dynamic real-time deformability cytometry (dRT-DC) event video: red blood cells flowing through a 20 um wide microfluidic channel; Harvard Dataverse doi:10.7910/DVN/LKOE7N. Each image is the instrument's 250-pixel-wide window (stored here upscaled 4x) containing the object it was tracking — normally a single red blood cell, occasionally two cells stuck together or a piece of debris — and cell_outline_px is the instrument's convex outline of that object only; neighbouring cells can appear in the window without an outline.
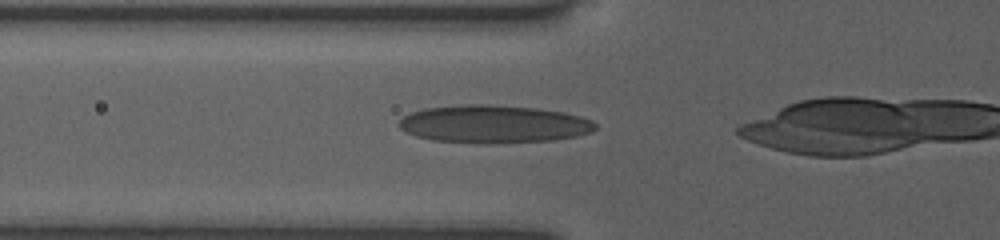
{"species": "human", "species_latin": "Homo sapiens", "temperature_condition": "room temperature", "stored_images_in_passage": 7, "segment_of_instrument_passage": [1, 2], "camera_frame_rate_fps": 3000, "um_per_image_px": 0.085, "donor": {"sex": "female"}, "frame": {"image": 1, "passage_image": 2, "time_ms": 0.333, "image_size_px": [1000, 240], "cell_outline_px": [[596, 128], [592, 132], [576, 136], [552, 140], [496, 144], [480, 144], [432, 140], [416, 136], [404, 132], [396, 124], [404, 116], [412, 112], [424, 108], [464, 104], [488, 104], [536, 108], [564, 112], [580, 116], [592, 120], [596, 124]], "centroid_in_image_um": [41.94, 10.55], "position_along_channel_um": 83.9, "area_um2": 43.81}}
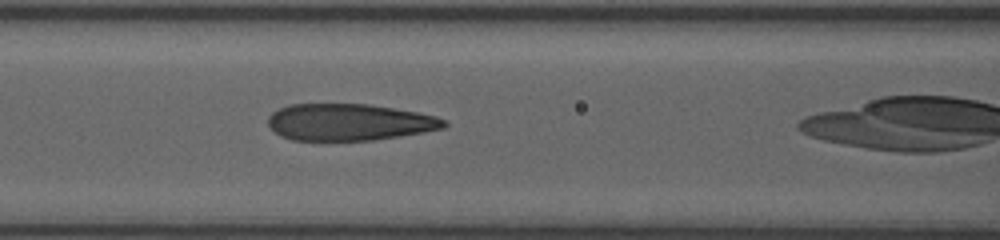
{"frame": {"image": 2, "passage_image": 4, "time_ms": 1.667, "image_size_px": [1000, 240], "cell_outline_px": [[448, 124], [444, 128], [424, 132], [400, 136], [372, 140], [292, 140], [280, 136], [268, 124], [268, 116], [272, 112], [288, 104], [368, 104], [416, 112], [436, 116], [444, 120]], "centroid_in_image_um": [29.67, 10.38], "position_along_channel_um": 136.9, "area_um2": 37.57}}
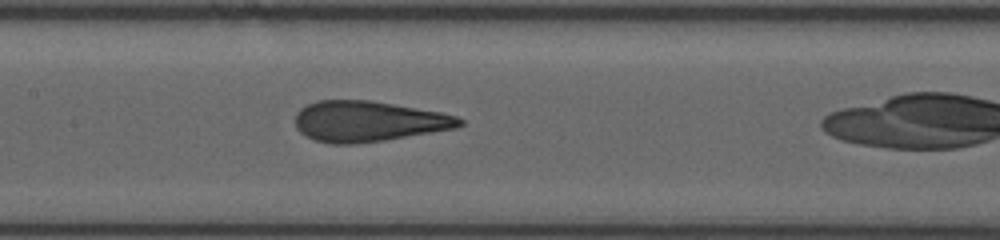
{"frame": {"image": 3, "passage_image": 6, "time_ms": 2.667, "image_size_px": [1000, 240], "cell_outline_px": [[464, 124], [456, 128], [384, 140], [356, 144], [332, 144], [316, 140], [304, 136], [296, 128], [296, 112], [300, 108], [316, 100], [372, 100], [440, 112], [456, 116], [464, 120]], "centroid_in_image_um": [31.28, 10.31], "position_along_channel_um": 176.1, "area_um2": 38.96}}